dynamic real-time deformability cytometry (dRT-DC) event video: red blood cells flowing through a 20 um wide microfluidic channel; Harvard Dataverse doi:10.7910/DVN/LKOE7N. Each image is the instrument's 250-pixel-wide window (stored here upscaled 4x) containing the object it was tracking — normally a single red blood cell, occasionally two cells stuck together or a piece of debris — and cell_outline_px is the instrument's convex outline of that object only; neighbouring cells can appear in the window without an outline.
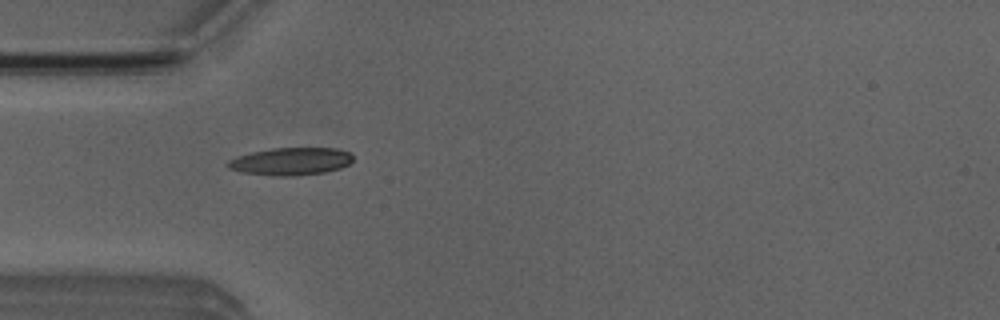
{"species": "Egyptian fruit bat (a non-hibernating species)", "species_latin": "Rousettus aegyptiacus", "temperature_condition": "room temperature", "stored_images_in_passage": 30, "camera_frame_rate_fps": 3000, "um_per_image_px": 0.085, "animal": {"sex": "male"}, "frame": {"image": 1, "passage_image": 1, "time_ms": 0.0, "image_size_px": [1000, 320], "cell_outline_px": [[352, 160], [348, 164], [340, 168], [324, 172], [296, 176], [280, 176], [240, 172], [228, 168], [224, 164], [228, 160], [252, 152], [272, 148], [336, 148], [348, 152], [352, 156]], "centroid_in_image_um": [24.69, 13.72], "position_along_channel_um": 60.3, "area_um2": 20.0}}
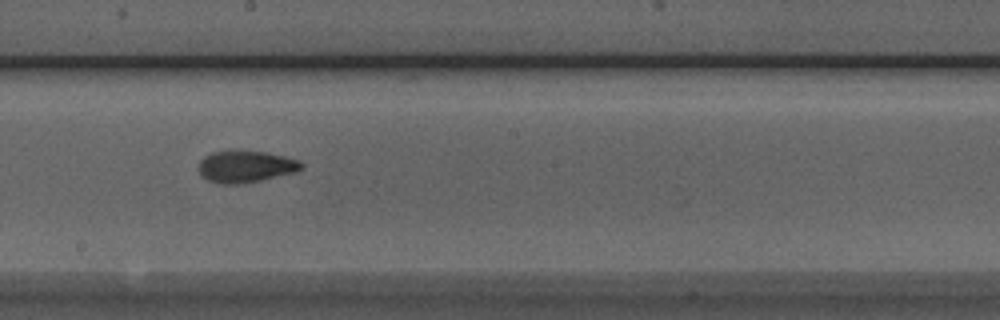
{"frame": {"image": 2, "passage_image": 14, "time_ms": 4.333, "image_size_px": [1000, 320], "cell_outline_px": [[304, 168], [296, 172], [260, 180], [236, 184], [220, 184], [208, 180], [200, 176], [200, 160], [204, 156], [212, 152], [232, 148], [268, 152], [300, 160], [304, 164]], "centroid_in_image_um": [20.89, 14.11], "position_along_channel_um": 227.3, "area_um2": 19.59}}
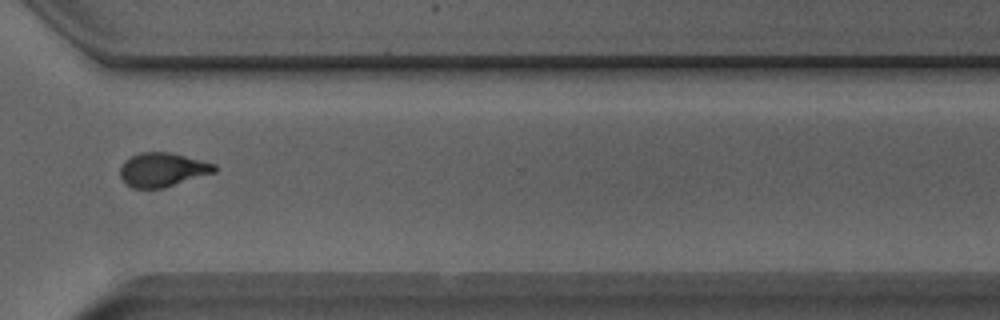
{"frame": {"image": 3, "passage_image": 24, "time_ms": 7.667, "image_size_px": [1000, 320], "cell_outline_px": [[216, 172], [164, 188], [132, 188], [124, 184], [120, 176], [120, 168], [124, 160], [140, 152], [168, 152], [216, 164]], "centroid_in_image_um": [13.78, 14.44], "position_along_channel_um": 356.8, "area_um2": 18.73}, "authors_computed_cell_mechanics": {"area_um2": 18.6983, "velocity_mm_per_s": 3.8816, "shape_relaxation_time_tau1_ms": 4.5473, "shape_relaxation_time_tau2_ms": 2.0848, "deformation_change_tau1": 0.1827, "deformation_change_tau2": 0.0926}}